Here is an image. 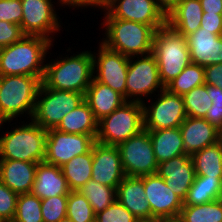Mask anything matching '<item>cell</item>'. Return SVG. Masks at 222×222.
Listing matches in <instances>:
<instances>
[{"mask_svg":"<svg viewBox=\"0 0 222 222\" xmlns=\"http://www.w3.org/2000/svg\"><path fill=\"white\" fill-rule=\"evenodd\" d=\"M147 131H149L158 164L176 156L186 154L179 127Z\"/></svg>","mask_w":222,"mask_h":222,"instance_id":"484cf974","label":"cell"},{"mask_svg":"<svg viewBox=\"0 0 222 222\" xmlns=\"http://www.w3.org/2000/svg\"><path fill=\"white\" fill-rule=\"evenodd\" d=\"M157 174L164 179L169 189L183 201L196 176L191 155L188 154L159 163Z\"/></svg>","mask_w":222,"mask_h":222,"instance_id":"ac0fdd59","label":"cell"},{"mask_svg":"<svg viewBox=\"0 0 222 222\" xmlns=\"http://www.w3.org/2000/svg\"><path fill=\"white\" fill-rule=\"evenodd\" d=\"M0 222H8L4 218L0 217Z\"/></svg>","mask_w":222,"mask_h":222,"instance_id":"db71d44e","label":"cell"},{"mask_svg":"<svg viewBox=\"0 0 222 222\" xmlns=\"http://www.w3.org/2000/svg\"><path fill=\"white\" fill-rule=\"evenodd\" d=\"M74 55L46 63L42 84L47 88L85 94L94 75L93 53L87 50Z\"/></svg>","mask_w":222,"mask_h":222,"instance_id":"7a4b0ae2","label":"cell"},{"mask_svg":"<svg viewBox=\"0 0 222 222\" xmlns=\"http://www.w3.org/2000/svg\"><path fill=\"white\" fill-rule=\"evenodd\" d=\"M6 123L7 120L6 118L2 115V113L0 112V128H2L3 123Z\"/></svg>","mask_w":222,"mask_h":222,"instance_id":"816d5d0a","label":"cell"},{"mask_svg":"<svg viewBox=\"0 0 222 222\" xmlns=\"http://www.w3.org/2000/svg\"><path fill=\"white\" fill-rule=\"evenodd\" d=\"M195 174L209 178H222V139L191 155Z\"/></svg>","mask_w":222,"mask_h":222,"instance_id":"83f0119b","label":"cell"},{"mask_svg":"<svg viewBox=\"0 0 222 222\" xmlns=\"http://www.w3.org/2000/svg\"><path fill=\"white\" fill-rule=\"evenodd\" d=\"M186 38L191 63L203 67L222 63V35L200 27Z\"/></svg>","mask_w":222,"mask_h":222,"instance_id":"d6986e66","label":"cell"},{"mask_svg":"<svg viewBox=\"0 0 222 222\" xmlns=\"http://www.w3.org/2000/svg\"><path fill=\"white\" fill-rule=\"evenodd\" d=\"M208 96L212 99V105L222 106V89L208 85Z\"/></svg>","mask_w":222,"mask_h":222,"instance_id":"7dc6e473","label":"cell"},{"mask_svg":"<svg viewBox=\"0 0 222 222\" xmlns=\"http://www.w3.org/2000/svg\"><path fill=\"white\" fill-rule=\"evenodd\" d=\"M185 110L188 117L204 118L212 99L208 96V85L195 87L183 95Z\"/></svg>","mask_w":222,"mask_h":222,"instance_id":"836d02e7","label":"cell"},{"mask_svg":"<svg viewBox=\"0 0 222 222\" xmlns=\"http://www.w3.org/2000/svg\"><path fill=\"white\" fill-rule=\"evenodd\" d=\"M12 222H44L41 213V199L32 193L19 194Z\"/></svg>","mask_w":222,"mask_h":222,"instance_id":"e575fe53","label":"cell"},{"mask_svg":"<svg viewBox=\"0 0 222 222\" xmlns=\"http://www.w3.org/2000/svg\"><path fill=\"white\" fill-rule=\"evenodd\" d=\"M115 0H93V2L89 5V7H99L105 10L110 4H112Z\"/></svg>","mask_w":222,"mask_h":222,"instance_id":"681fc988","label":"cell"},{"mask_svg":"<svg viewBox=\"0 0 222 222\" xmlns=\"http://www.w3.org/2000/svg\"><path fill=\"white\" fill-rule=\"evenodd\" d=\"M23 36L20 25L0 21V49L19 41Z\"/></svg>","mask_w":222,"mask_h":222,"instance_id":"60d3db41","label":"cell"},{"mask_svg":"<svg viewBox=\"0 0 222 222\" xmlns=\"http://www.w3.org/2000/svg\"><path fill=\"white\" fill-rule=\"evenodd\" d=\"M177 222H222V198L201 205H183Z\"/></svg>","mask_w":222,"mask_h":222,"instance_id":"4dcf8cb0","label":"cell"},{"mask_svg":"<svg viewBox=\"0 0 222 222\" xmlns=\"http://www.w3.org/2000/svg\"><path fill=\"white\" fill-rule=\"evenodd\" d=\"M52 42L41 36L24 35L19 41L0 49V76L28 75L41 77L44 58Z\"/></svg>","mask_w":222,"mask_h":222,"instance_id":"6da1fadb","label":"cell"},{"mask_svg":"<svg viewBox=\"0 0 222 222\" xmlns=\"http://www.w3.org/2000/svg\"><path fill=\"white\" fill-rule=\"evenodd\" d=\"M96 140L91 135L71 134L50 129L47 131L44 162L63 166L73 157L88 153Z\"/></svg>","mask_w":222,"mask_h":222,"instance_id":"7c38bea8","label":"cell"},{"mask_svg":"<svg viewBox=\"0 0 222 222\" xmlns=\"http://www.w3.org/2000/svg\"><path fill=\"white\" fill-rule=\"evenodd\" d=\"M116 199L138 220L152 218L151 208L144 191V176H125L117 186Z\"/></svg>","mask_w":222,"mask_h":222,"instance_id":"44dd1931","label":"cell"},{"mask_svg":"<svg viewBox=\"0 0 222 222\" xmlns=\"http://www.w3.org/2000/svg\"><path fill=\"white\" fill-rule=\"evenodd\" d=\"M152 54L156 58L164 87L191 63L187 38L168 24L155 31Z\"/></svg>","mask_w":222,"mask_h":222,"instance_id":"277c9868","label":"cell"},{"mask_svg":"<svg viewBox=\"0 0 222 222\" xmlns=\"http://www.w3.org/2000/svg\"><path fill=\"white\" fill-rule=\"evenodd\" d=\"M56 129L64 133L91 135L96 140L98 121L94 118L91 108L84 100L63 117Z\"/></svg>","mask_w":222,"mask_h":222,"instance_id":"4316f807","label":"cell"},{"mask_svg":"<svg viewBox=\"0 0 222 222\" xmlns=\"http://www.w3.org/2000/svg\"><path fill=\"white\" fill-rule=\"evenodd\" d=\"M59 222H73L71 219H69L68 217H65L63 219H61Z\"/></svg>","mask_w":222,"mask_h":222,"instance_id":"f5cc1de1","label":"cell"},{"mask_svg":"<svg viewBox=\"0 0 222 222\" xmlns=\"http://www.w3.org/2000/svg\"><path fill=\"white\" fill-rule=\"evenodd\" d=\"M206 85L220 87L222 89V63L204 67Z\"/></svg>","mask_w":222,"mask_h":222,"instance_id":"7bdbcfd3","label":"cell"},{"mask_svg":"<svg viewBox=\"0 0 222 222\" xmlns=\"http://www.w3.org/2000/svg\"><path fill=\"white\" fill-rule=\"evenodd\" d=\"M92 162L93 146L88 153L75 156L69 162L61 166L62 173L71 191H77L91 179Z\"/></svg>","mask_w":222,"mask_h":222,"instance_id":"f546056e","label":"cell"},{"mask_svg":"<svg viewBox=\"0 0 222 222\" xmlns=\"http://www.w3.org/2000/svg\"><path fill=\"white\" fill-rule=\"evenodd\" d=\"M126 176L117 146L93 144L91 179L109 187L117 188Z\"/></svg>","mask_w":222,"mask_h":222,"instance_id":"e0dca14e","label":"cell"},{"mask_svg":"<svg viewBox=\"0 0 222 222\" xmlns=\"http://www.w3.org/2000/svg\"><path fill=\"white\" fill-rule=\"evenodd\" d=\"M137 222H177L172 219H167V218H150V219H139Z\"/></svg>","mask_w":222,"mask_h":222,"instance_id":"f907efd6","label":"cell"},{"mask_svg":"<svg viewBox=\"0 0 222 222\" xmlns=\"http://www.w3.org/2000/svg\"><path fill=\"white\" fill-rule=\"evenodd\" d=\"M37 164L21 160L0 159V181L18 195L31 193Z\"/></svg>","mask_w":222,"mask_h":222,"instance_id":"7402d4cb","label":"cell"},{"mask_svg":"<svg viewBox=\"0 0 222 222\" xmlns=\"http://www.w3.org/2000/svg\"><path fill=\"white\" fill-rule=\"evenodd\" d=\"M203 16L199 0H180L167 16V24L179 34L187 37L200 28Z\"/></svg>","mask_w":222,"mask_h":222,"instance_id":"d4e9b609","label":"cell"},{"mask_svg":"<svg viewBox=\"0 0 222 222\" xmlns=\"http://www.w3.org/2000/svg\"><path fill=\"white\" fill-rule=\"evenodd\" d=\"M143 129L142 103L126 101L110 115L98 121L96 142L104 145L118 146Z\"/></svg>","mask_w":222,"mask_h":222,"instance_id":"52a82bcc","label":"cell"},{"mask_svg":"<svg viewBox=\"0 0 222 222\" xmlns=\"http://www.w3.org/2000/svg\"><path fill=\"white\" fill-rule=\"evenodd\" d=\"M139 57L137 56L136 60H133L134 56L129 57L126 77V101L143 103L141 97H148L147 95H152L157 90L162 91L165 87L159 77L155 56L151 53Z\"/></svg>","mask_w":222,"mask_h":222,"instance_id":"30bf717a","label":"cell"},{"mask_svg":"<svg viewBox=\"0 0 222 222\" xmlns=\"http://www.w3.org/2000/svg\"><path fill=\"white\" fill-rule=\"evenodd\" d=\"M179 128L185 153L188 155L216 144L222 139V133L204 118L187 116Z\"/></svg>","mask_w":222,"mask_h":222,"instance_id":"ffe728a7","label":"cell"},{"mask_svg":"<svg viewBox=\"0 0 222 222\" xmlns=\"http://www.w3.org/2000/svg\"><path fill=\"white\" fill-rule=\"evenodd\" d=\"M116 189L89 179L77 191L86 197L96 214L117 200Z\"/></svg>","mask_w":222,"mask_h":222,"instance_id":"1f68e13d","label":"cell"},{"mask_svg":"<svg viewBox=\"0 0 222 222\" xmlns=\"http://www.w3.org/2000/svg\"><path fill=\"white\" fill-rule=\"evenodd\" d=\"M126 176L142 177L156 174V160L149 131L143 129L138 134L117 146Z\"/></svg>","mask_w":222,"mask_h":222,"instance_id":"9c48e42d","label":"cell"},{"mask_svg":"<svg viewBox=\"0 0 222 222\" xmlns=\"http://www.w3.org/2000/svg\"><path fill=\"white\" fill-rule=\"evenodd\" d=\"M102 24L106 38L101 43L108 49L135 58L152 53L155 30L150 25L121 19H105Z\"/></svg>","mask_w":222,"mask_h":222,"instance_id":"3957f363","label":"cell"},{"mask_svg":"<svg viewBox=\"0 0 222 222\" xmlns=\"http://www.w3.org/2000/svg\"><path fill=\"white\" fill-rule=\"evenodd\" d=\"M159 98L151 105L142 103L145 130H161L180 127L187 117L182 95L160 91Z\"/></svg>","mask_w":222,"mask_h":222,"instance_id":"8fae6325","label":"cell"},{"mask_svg":"<svg viewBox=\"0 0 222 222\" xmlns=\"http://www.w3.org/2000/svg\"><path fill=\"white\" fill-rule=\"evenodd\" d=\"M203 12L222 14V0H199Z\"/></svg>","mask_w":222,"mask_h":222,"instance_id":"f6af8a7d","label":"cell"},{"mask_svg":"<svg viewBox=\"0 0 222 222\" xmlns=\"http://www.w3.org/2000/svg\"><path fill=\"white\" fill-rule=\"evenodd\" d=\"M83 101V93L56 90L42 84L32 120L46 131L56 129L63 117Z\"/></svg>","mask_w":222,"mask_h":222,"instance_id":"ba28073f","label":"cell"},{"mask_svg":"<svg viewBox=\"0 0 222 222\" xmlns=\"http://www.w3.org/2000/svg\"><path fill=\"white\" fill-rule=\"evenodd\" d=\"M47 131L32 119L0 136V159L44 162Z\"/></svg>","mask_w":222,"mask_h":222,"instance_id":"8992f818","label":"cell"},{"mask_svg":"<svg viewBox=\"0 0 222 222\" xmlns=\"http://www.w3.org/2000/svg\"><path fill=\"white\" fill-rule=\"evenodd\" d=\"M22 16L21 0H0V21L21 25Z\"/></svg>","mask_w":222,"mask_h":222,"instance_id":"ab89813d","label":"cell"},{"mask_svg":"<svg viewBox=\"0 0 222 222\" xmlns=\"http://www.w3.org/2000/svg\"><path fill=\"white\" fill-rule=\"evenodd\" d=\"M104 11V19L134 21L150 25L155 31L167 24L155 0H115Z\"/></svg>","mask_w":222,"mask_h":222,"instance_id":"9a60e30c","label":"cell"},{"mask_svg":"<svg viewBox=\"0 0 222 222\" xmlns=\"http://www.w3.org/2000/svg\"><path fill=\"white\" fill-rule=\"evenodd\" d=\"M144 191L150 205L152 218H167L177 221L183 200L169 189L157 173L144 176Z\"/></svg>","mask_w":222,"mask_h":222,"instance_id":"2e32d148","label":"cell"},{"mask_svg":"<svg viewBox=\"0 0 222 222\" xmlns=\"http://www.w3.org/2000/svg\"><path fill=\"white\" fill-rule=\"evenodd\" d=\"M99 44L98 54H93V74H96L93 78L117 91L126 99L129 57L108 49L102 43Z\"/></svg>","mask_w":222,"mask_h":222,"instance_id":"4fadbf2b","label":"cell"},{"mask_svg":"<svg viewBox=\"0 0 222 222\" xmlns=\"http://www.w3.org/2000/svg\"><path fill=\"white\" fill-rule=\"evenodd\" d=\"M137 218L117 200L96 213L95 222H137Z\"/></svg>","mask_w":222,"mask_h":222,"instance_id":"74e56055","label":"cell"},{"mask_svg":"<svg viewBox=\"0 0 222 222\" xmlns=\"http://www.w3.org/2000/svg\"><path fill=\"white\" fill-rule=\"evenodd\" d=\"M41 85V77L0 76V112L8 122L24 113L32 119Z\"/></svg>","mask_w":222,"mask_h":222,"instance_id":"5b68a950","label":"cell"},{"mask_svg":"<svg viewBox=\"0 0 222 222\" xmlns=\"http://www.w3.org/2000/svg\"><path fill=\"white\" fill-rule=\"evenodd\" d=\"M18 194L0 181V217L12 222L16 211Z\"/></svg>","mask_w":222,"mask_h":222,"instance_id":"f35d334b","label":"cell"},{"mask_svg":"<svg viewBox=\"0 0 222 222\" xmlns=\"http://www.w3.org/2000/svg\"><path fill=\"white\" fill-rule=\"evenodd\" d=\"M51 1L21 0L23 16L20 27L24 35L41 36L52 42L50 34L60 31L61 25Z\"/></svg>","mask_w":222,"mask_h":222,"instance_id":"5bb4252c","label":"cell"},{"mask_svg":"<svg viewBox=\"0 0 222 222\" xmlns=\"http://www.w3.org/2000/svg\"><path fill=\"white\" fill-rule=\"evenodd\" d=\"M59 3H61V6L63 5V6H69V7H71L72 6V8L73 7H75V8H79V7H85V8H87L92 2H93V0H59L58 1ZM87 6V7H86Z\"/></svg>","mask_w":222,"mask_h":222,"instance_id":"c3c4849f","label":"cell"},{"mask_svg":"<svg viewBox=\"0 0 222 222\" xmlns=\"http://www.w3.org/2000/svg\"><path fill=\"white\" fill-rule=\"evenodd\" d=\"M204 119L222 133V106L212 105Z\"/></svg>","mask_w":222,"mask_h":222,"instance_id":"ee69618b","label":"cell"},{"mask_svg":"<svg viewBox=\"0 0 222 222\" xmlns=\"http://www.w3.org/2000/svg\"><path fill=\"white\" fill-rule=\"evenodd\" d=\"M200 27L213 34L222 35V14L203 12Z\"/></svg>","mask_w":222,"mask_h":222,"instance_id":"b9f144b4","label":"cell"},{"mask_svg":"<svg viewBox=\"0 0 222 222\" xmlns=\"http://www.w3.org/2000/svg\"><path fill=\"white\" fill-rule=\"evenodd\" d=\"M158 8L167 17L178 5L180 0H155Z\"/></svg>","mask_w":222,"mask_h":222,"instance_id":"bcb514c9","label":"cell"},{"mask_svg":"<svg viewBox=\"0 0 222 222\" xmlns=\"http://www.w3.org/2000/svg\"><path fill=\"white\" fill-rule=\"evenodd\" d=\"M84 100L91 108L97 121L110 115L126 102L123 95L94 78L84 94Z\"/></svg>","mask_w":222,"mask_h":222,"instance_id":"cb8c5ba5","label":"cell"},{"mask_svg":"<svg viewBox=\"0 0 222 222\" xmlns=\"http://www.w3.org/2000/svg\"><path fill=\"white\" fill-rule=\"evenodd\" d=\"M70 191L61 167L45 162L37 164L31 191L33 195L42 200L53 196L68 195Z\"/></svg>","mask_w":222,"mask_h":222,"instance_id":"603a6c76","label":"cell"},{"mask_svg":"<svg viewBox=\"0 0 222 222\" xmlns=\"http://www.w3.org/2000/svg\"><path fill=\"white\" fill-rule=\"evenodd\" d=\"M203 84H205L204 67L190 63L175 79L165 86V89L183 96L193 88Z\"/></svg>","mask_w":222,"mask_h":222,"instance_id":"d6a6232c","label":"cell"},{"mask_svg":"<svg viewBox=\"0 0 222 222\" xmlns=\"http://www.w3.org/2000/svg\"><path fill=\"white\" fill-rule=\"evenodd\" d=\"M222 198V178L195 176L183 205H201Z\"/></svg>","mask_w":222,"mask_h":222,"instance_id":"f1b7e54d","label":"cell"},{"mask_svg":"<svg viewBox=\"0 0 222 222\" xmlns=\"http://www.w3.org/2000/svg\"><path fill=\"white\" fill-rule=\"evenodd\" d=\"M68 195L53 196L41 200V213L44 222H59L66 217Z\"/></svg>","mask_w":222,"mask_h":222,"instance_id":"8d00e7d4","label":"cell"},{"mask_svg":"<svg viewBox=\"0 0 222 222\" xmlns=\"http://www.w3.org/2000/svg\"><path fill=\"white\" fill-rule=\"evenodd\" d=\"M94 210L89 201L79 191L68 194L66 217L73 222H95Z\"/></svg>","mask_w":222,"mask_h":222,"instance_id":"d590c367","label":"cell"}]
</instances>
